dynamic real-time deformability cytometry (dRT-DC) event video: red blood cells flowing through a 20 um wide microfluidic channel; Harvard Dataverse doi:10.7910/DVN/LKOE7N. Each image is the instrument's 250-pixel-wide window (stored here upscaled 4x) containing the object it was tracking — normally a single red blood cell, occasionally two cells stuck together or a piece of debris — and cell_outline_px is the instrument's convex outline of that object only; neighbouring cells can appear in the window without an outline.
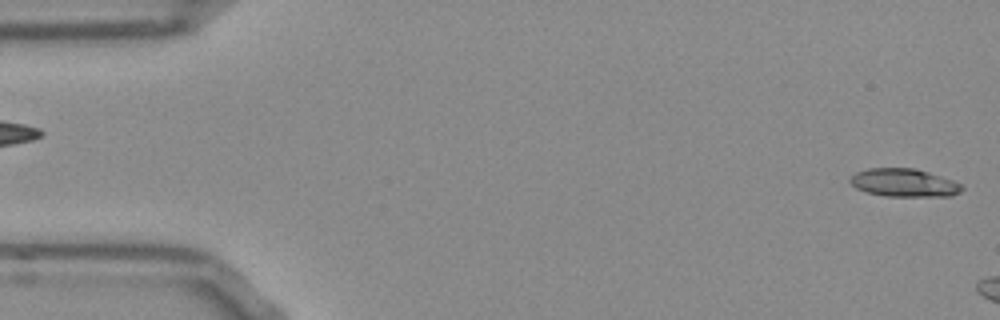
{"species": "Egyptian fruit bat (a non-hibernating species)", "species_latin": "Rousettus aegyptiacus", "temperature_condition": "room temperature", "stored_images_in_passage": 45, "camera_frame_rate_fps": 3000, "um_per_image_px": 0.085, "frame": {"image": 1, "passage_image": 1, "time_ms": 0.0, "image_size_px": [1000, 320], "cell_outline_px": [[964, 188], [960, 192], [952, 196], [884, 196], [868, 192], [856, 188], [848, 180], [856, 172], [868, 168], [916, 168], [964, 184]], "centroid_in_image_um": [76.87, 15.53], "position_along_channel_um": 8.1, "area_um2": 18.32}}
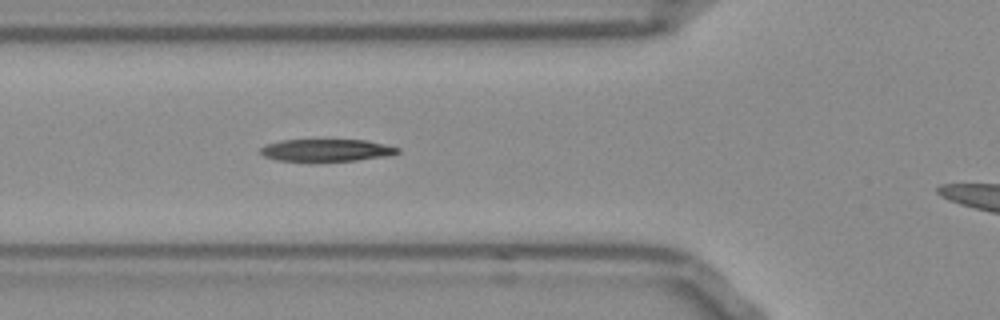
{"frame": {"image": 2, "passage_image": 18, "time_ms": 5.667, "image_size_px": [1000, 320], "cell_outline_px": [[400, 152], [392, 156], [356, 160], [316, 164], [312, 164], [276, 160], [264, 156], [260, 152], [260, 148], [268, 144], [280, 140], [364, 140], [384, 144], [400, 148]], "centroid_in_image_um": [27.74, 12.82], "position_along_channel_um": 98.1, "area_um2": 18.73}}
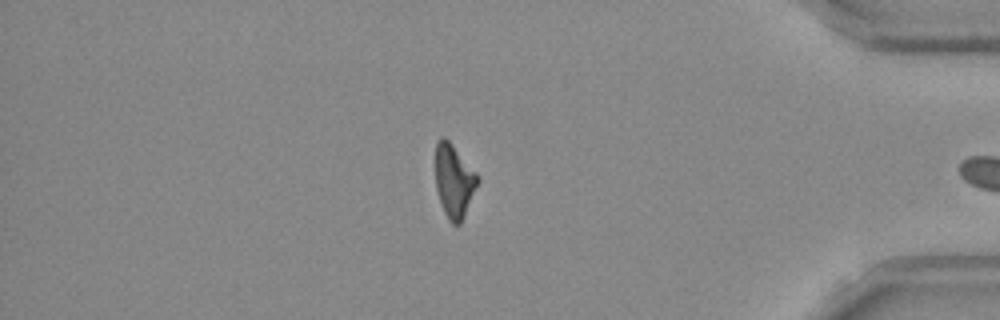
{"frame": {"image": 3, "passage_image": 44, "time_ms": 14.333, "image_size_px": [1000, 320], "cell_outline_px": [[480, 180], [460, 224], [452, 224], [448, 220], [444, 212], [436, 188], [436, 144], [440, 136], [444, 136], [452, 144], [480, 176]], "centroid_in_image_um": [38.6, 15.36], "position_along_channel_um": 396.6, "area_um2": 17.92}}